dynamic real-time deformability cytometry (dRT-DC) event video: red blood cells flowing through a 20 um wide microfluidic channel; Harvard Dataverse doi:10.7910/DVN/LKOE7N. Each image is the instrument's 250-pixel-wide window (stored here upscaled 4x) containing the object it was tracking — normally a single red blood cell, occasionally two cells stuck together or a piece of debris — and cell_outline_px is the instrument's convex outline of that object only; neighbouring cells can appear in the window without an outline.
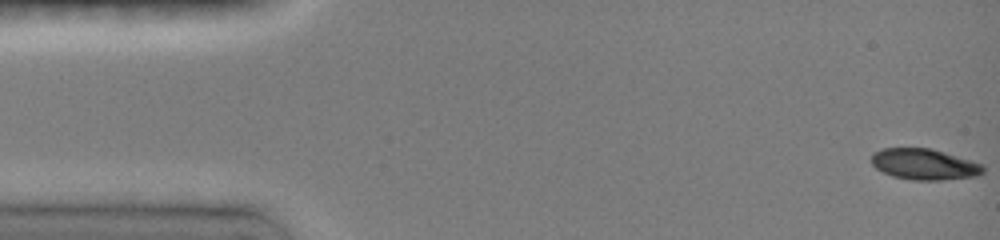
{"species": "common noctule bat (a hibernating species)", "species_latin": "Nyctalus noctula", "temperature_condition": "room temperature", "stored_images_in_passage": 10, "camera_frame_rate_fps": 3000, "um_per_image_px": 0.085, "animal": {"sex": "female", "body_mass_g": 19.0, "forearm_length_mm": 51.5}, "frame": {"image": 1, "passage_image": 1, "time_ms": 0.0, "image_size_px": [1000, 240], "cell_outline_px": [[984, 172], [980, 176], [940, 180], [912, 180], [892, 176], [876, 168], [872, 164], [872, 156], [876, 152], [884, 148], [928, 148], [968, 160], [980, 164], [984, 168]], "centroid_in_image_um": [78.56, 13.98], "position_along_channel_um": 6.4, "area_um2": 19.77}}
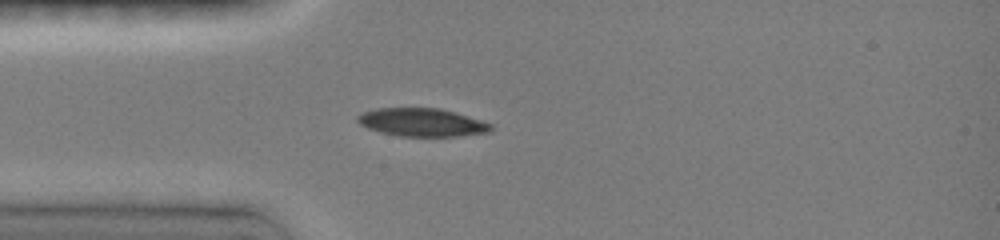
{"frame": {"image": 2, "passage_image": 9, "time_ms": 4.0, "image_size_px": [1000, 240], "cell_outline_px": [[492, 132], [456, 136], [400, 136], [380, 132], [368, 128], [360, 124], [356, 120], [356, 116], [364, 112], [376, 108], [440, 108], [480, 120], [492, 124]], "centroid_in_image_um": [35.85, 10.4], "position_along_channel_um": 49.1, "area_um2": 21.73}}